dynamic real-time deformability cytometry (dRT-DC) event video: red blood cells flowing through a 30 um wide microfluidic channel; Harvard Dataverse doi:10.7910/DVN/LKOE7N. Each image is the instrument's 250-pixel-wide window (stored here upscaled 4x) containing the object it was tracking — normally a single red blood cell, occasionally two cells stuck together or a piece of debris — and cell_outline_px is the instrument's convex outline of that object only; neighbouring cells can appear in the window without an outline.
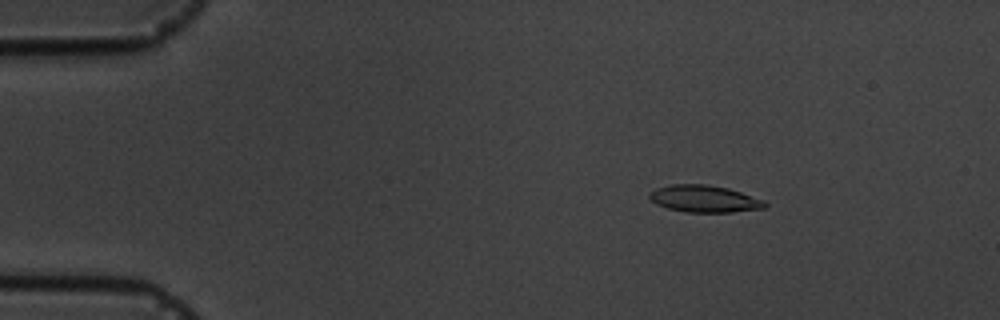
{"species": "common noctule bat (a hibernating species)", "species_latin": "Nyctalus noctula", "temperature_condition": "cold", "stored_images_in_passage": 5, "camera_frame_rate_fps": 3000, "um_per_image_px": 0.085, "animal": {"sex": "male", "body_mass_g": 19.5, "forearm_length_mm": 54.6}, "frame": {"image": 1, "passage_image": 2, "time_ms": 2.0, "image_size_px": [1000, 320], "cell_outline_px": [[768, 204], [764, 208], [732, 212], [688, 212], [668, 208], [656, 204], [648, 196], [656, 188], [672, 184], [708, 184], [728, 188], [764, 200]], "centroid_in_image_um": [59.88, 16.89], "position_along_channel_um": 25.1, "area_um2": 18.03}}
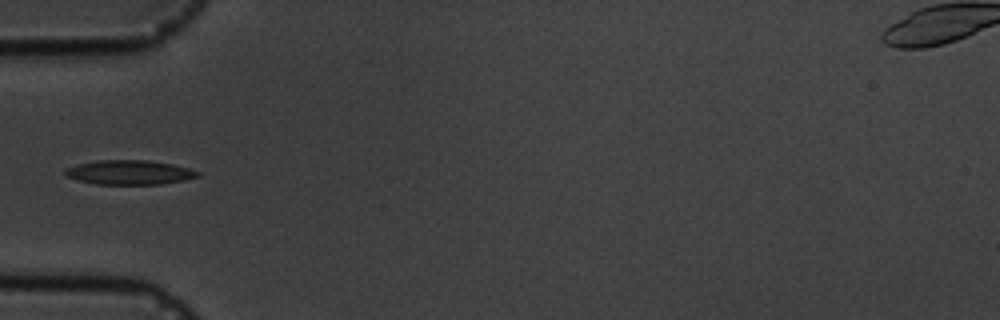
{"frame": {"image": 2, "passage_image": 5, "time_ms": 5.333, "image_size_px": [1000, 320], "cell_outline_px": [[200, 176], [184, 180], [160, 184], [96, 184], [76, 180], [64, 176], [64, 168], [76, 164], [96, 160], [148, 160], [172, 164], [188, 168], [200, 172]], "centroid_in_image_um": [10.94, 14.65], "position_along_channel_um": 74.1, "area_um2": 19.02}}